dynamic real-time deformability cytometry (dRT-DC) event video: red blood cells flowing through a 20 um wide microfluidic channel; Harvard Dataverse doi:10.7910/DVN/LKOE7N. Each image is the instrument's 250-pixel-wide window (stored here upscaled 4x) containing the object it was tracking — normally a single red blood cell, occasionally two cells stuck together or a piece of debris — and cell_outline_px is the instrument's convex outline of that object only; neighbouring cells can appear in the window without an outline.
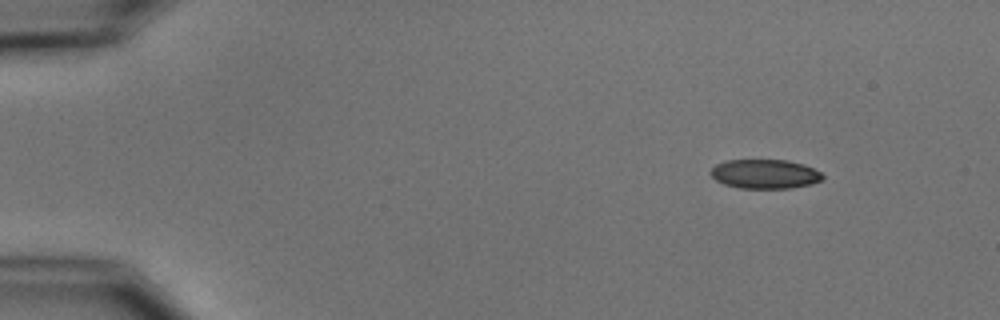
{"species": "common noctule bat (a hibernating species)", "species_latin": "Nyctalus noctula", "temperature_condition": "cold", "stored_images_in_passage": 3, "camera_frame_rate_fps": 3000, "um_per_image_px": 0.085, "animal": {"sex": "male", "body_mass_g": 15.6}, "frame": {"image": 1, "passage_image": 1, "time_ms": 0.0, "image_size_px": [1000, 320], "cell_outline_px": [[824, 176], [820, 180], [812, 184], [792, 188], [740, 188], [724, 184], [716, 180], [708, 172], [716, 164], [728, 160], [788, 160], [804, 164], [820, 172]], "centroid_in_image_um": [65.01, 14.79], "position_along_channel_um": 20.0, "area_um2": 19.07}}